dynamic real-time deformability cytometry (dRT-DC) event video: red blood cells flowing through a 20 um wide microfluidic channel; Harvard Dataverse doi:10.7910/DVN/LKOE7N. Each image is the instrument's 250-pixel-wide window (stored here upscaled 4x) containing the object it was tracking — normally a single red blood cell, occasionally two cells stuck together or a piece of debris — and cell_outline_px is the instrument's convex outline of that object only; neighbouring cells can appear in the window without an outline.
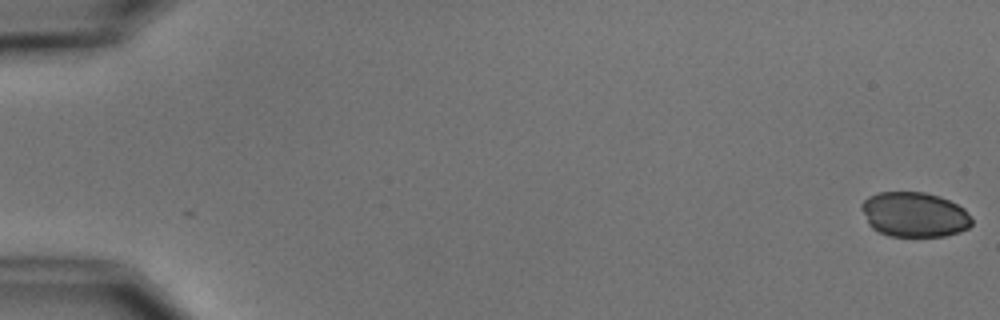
{"species": "common noctule bat (a hibernating species)", "species_latin": "Nyctalus noctula", "temperature_condition": "cold", "stored_images_in_passage": 8, "camera_frame_rate_fps": 3000, "um_per_image_px": 0.085, "animal": {"sex": "male", "body_mass_g": 15.6}, "frame": {"image": 1, "passage_image": 1, "time_ms": 0.0, "image_size_px": [1000, 320], "cell_outline_px": [[972, 224], [968, 228], [960, 232], [944, 236], [888, 236], [872, 228], [868, 224], [860, 208], [860, 204], [868, 196], [880, 192], [924, 192], [940, 196], [964, 208], [972, 216]], "centroid_in_image_um": [77.72, 18.23], "position_along_channel_um": 7.3, "area_um2": 29.07}}
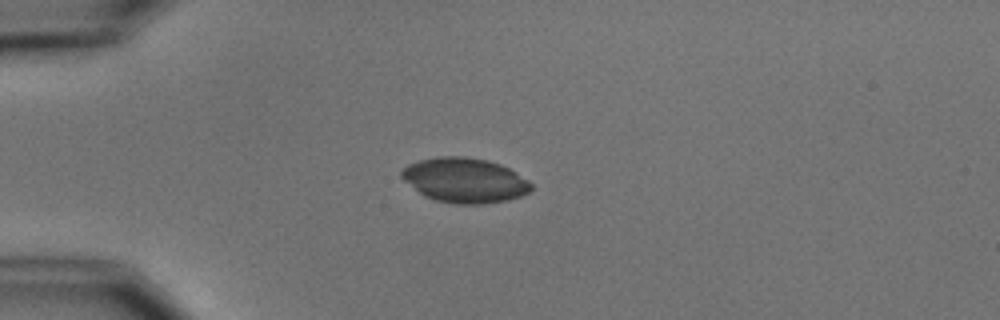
{"frame": {"image": 2, "passage_image": 5, "time_ms": 4.667, "image_size_px": [1000, 320], "cell_outline_px": [[532, 188], [528, 192], [520, 196], [508, 200], [484, 204], [456, 204], [436, 200], [424, 196], [404, 180], [400, 176], [400, 172], [408, 164], [420, 160], [440, 156], [464, 156], [488, 160], [500, 164], [516, 172], [528, 180], [532, 184]], "centroid_in_image_um": [39.5, 15.32], "position_along_channel_um": 45.5, "area_um2": 33.81}}